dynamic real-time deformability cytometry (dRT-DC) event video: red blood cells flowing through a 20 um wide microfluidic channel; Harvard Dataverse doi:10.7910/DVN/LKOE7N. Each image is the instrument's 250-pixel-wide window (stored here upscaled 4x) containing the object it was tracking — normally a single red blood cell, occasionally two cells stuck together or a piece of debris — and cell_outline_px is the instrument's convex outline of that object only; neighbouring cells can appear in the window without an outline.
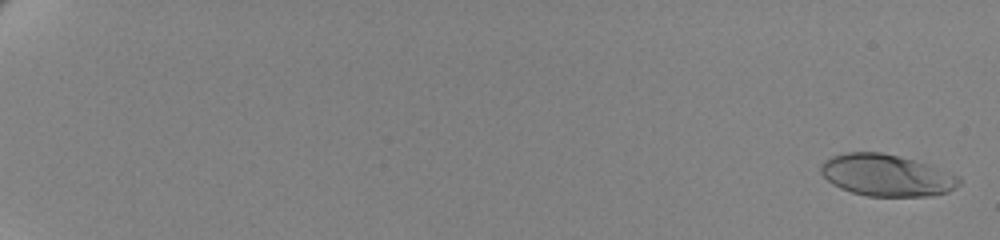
{"species": "human", "species_latin": "Homo sapiens", "temperature_condition": "cold", "stored_images_in_passage": 63, "camera_frame_rate_fps": 3000, "um_per_image_px": 0.085, "donor": {"sex": "female"}, "frame": {"image": 1, "passage_image": 2, "time_ms": 0.333, "image_size_px": [1000, 240], "cell_outline_px": [[960, 184], [948, 192], [932, 196], [868, 196], [852, 192], [840, 188], [832, 184], [820, 172], [820, 164], [824, 160], [832, 156], [848, 152], [880, 152], [912, 160], [960, 176]], "centroid_in_image_um": [75.32, 14.91], "position_along_channel_um": 9.7, "area_um2": 33.35}}
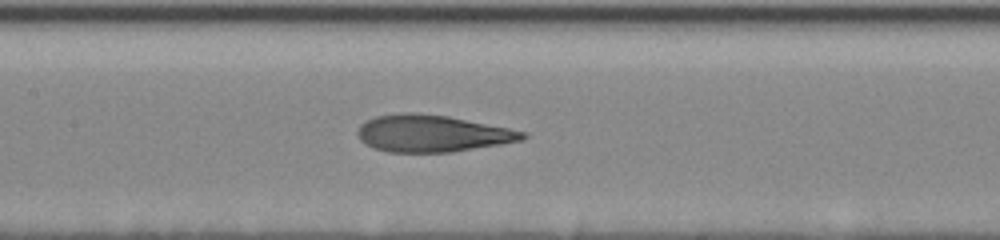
{"frame": {"image": 2, "passage_image": 35, "time_ms": 11.333, "image_size_px": [1000, 240], "cell_outline_px": [[528, 136], [524, 140], [452, 152], [388, 152], [364, 144], [360, 140], [356, 132], [360, 124], [376, 116], [400, 112], [412, 112], [448, 116], [528, 132]], "centroid_in_image_um": [36.73, 11.34], "position_along_channel_um": 170.7, "area_um2": 35.55}}
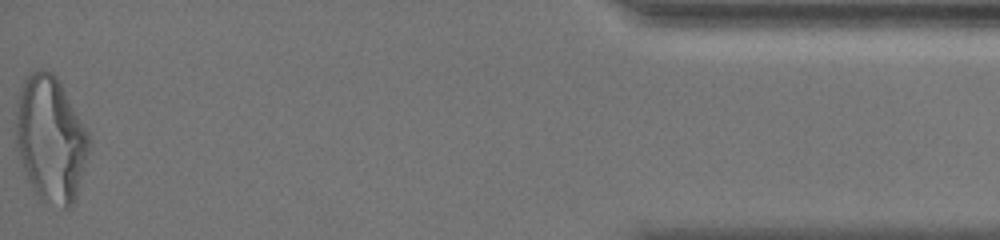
{"frame": {"image": 3, "passage_image": 63, "time_ms": 20.667, "image_size_px": [1000, 240], "cell_outline_px": [[88, 152], [84, 168], [76, 196], [72, 208], [64, 208], [40, 200], [32, 188], [28, 180], [20, 156], [16, 140], [16, 100], [20, 88], [28, 72], [40, 68], [44, 68], [52, 72], [56, 76], [88, 132]], "centroid_in_image_um": [4.28, 11.8], "position_along_channel_um": 430.9, "area_um2": 53.29}, "authors_computed_cell_mechanics": {"area_um2": 35.0268, "velocity_mm_per_s": 3.4596, "shape_relaxation_time_tau1_ms": 6.8342, "shape_relaxation_time_tau2_ms": 1.3889, "deformation_change_tau1": 0.2406, "deformation_change_tau2": 0.11}}